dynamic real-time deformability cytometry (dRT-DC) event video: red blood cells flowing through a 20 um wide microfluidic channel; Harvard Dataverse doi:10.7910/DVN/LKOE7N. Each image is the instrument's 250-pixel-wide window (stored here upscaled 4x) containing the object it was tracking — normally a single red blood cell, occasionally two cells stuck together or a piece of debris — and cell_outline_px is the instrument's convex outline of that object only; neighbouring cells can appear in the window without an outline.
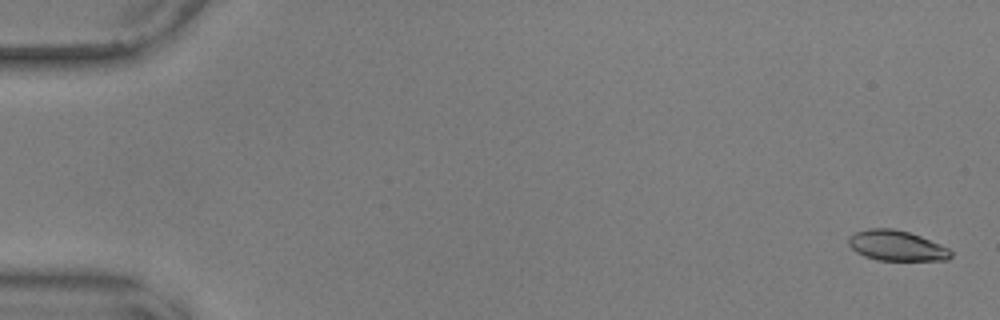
{"species": "common noctule bat (a hibernating species)", "species_latin": "Nyctalus noctula", "temperature_condition": "warm", "stored_images_in_passage": 12, "camera_frame_rate_fps": 3000, "um_per_image_px": 0.085, "animal": {"sex": "male", "body_mass_g": 17.9, "forearm_length_mm": 54.2}, "frame": {"image": 1, "passage_image": 2, "time_ms": 0.333, "image_size_px": [1000, 320], "cell_outline_px": [[952, 256], [948, 260], [876, 260], [864, 256], [856, 252], [848, 244], [848, 236], [856, 232], [868, 228], [892, 228], [908, 232], [920, 236], [940, 244], [948, 248], [952, 252]], "centroid_in_image_um": [76.19, 20.88], "position_along_channel_um": 8.8, "area_um2": 18.09}}